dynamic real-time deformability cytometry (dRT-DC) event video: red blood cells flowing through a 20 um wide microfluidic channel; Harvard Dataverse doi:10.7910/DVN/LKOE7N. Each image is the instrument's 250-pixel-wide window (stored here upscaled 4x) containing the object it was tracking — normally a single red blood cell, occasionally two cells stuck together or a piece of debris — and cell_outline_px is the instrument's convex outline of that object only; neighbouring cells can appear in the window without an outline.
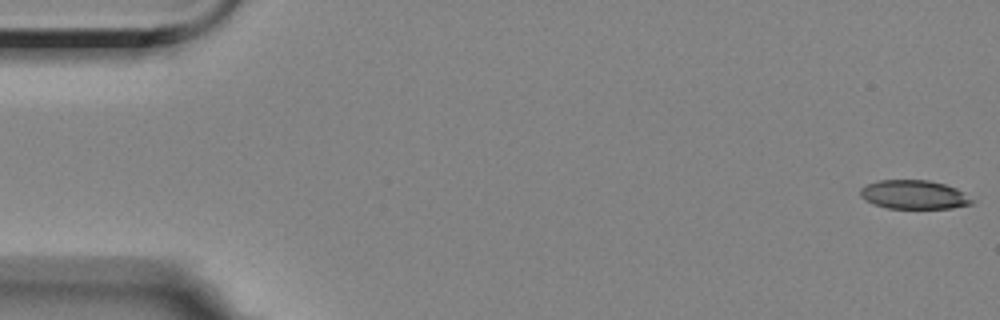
{"species": "Egyptian fruit bat (a non-hibernating species)", "species_latin": "Rousettus aegyptiacus", "temperature_condition": "room temperature", "stored_images_in_passage": 57, "camera_frame_rate_fps": 3000, "um_per_image_px": 0.085, "animal": {"sex": "female"}, "frame": {"image": 1, "passage_image": 1, "time_ms": 0.0, "image_size_px": [1000, 320], "cell_outline_px": [[976, 200], [972, 204], [952, 208], [888, 208], [872, 204], [864, 200], [860, 196], [860, 188], [864, 184], [876, 180], [928, 180], [944, 184], [956, 188]], "centroid_in_image_um": [77.66, 16.54], "position_along_channel_um": 7.3, "area_um2": 19.02}}
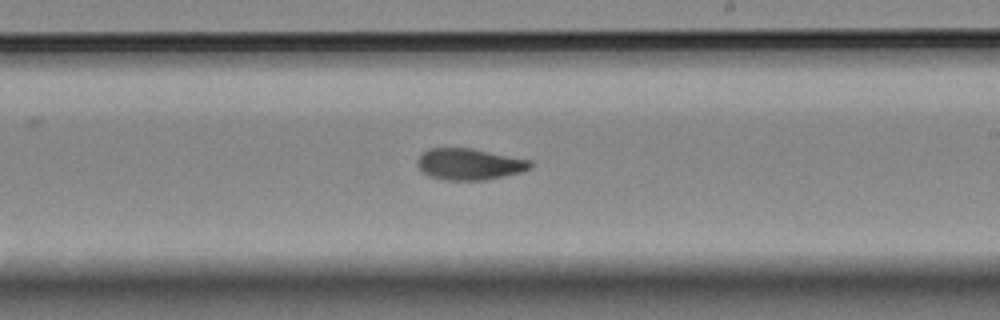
{"frame": {"image": 2, "passage_image": 33, "time_ms": 10.667, "image_size_px": [1000, 320], "cell_outline_px": [[532, 168], [520, 172], [488, 180], [448, 180], [428, 176], [416, 164], [420, 156], [428, 148], [472, 148], [532, 160]], "centroid_in_image_um": [39.93, 13.95], "position_along_channel_um": 249.1, "area_um2": 20.69}}
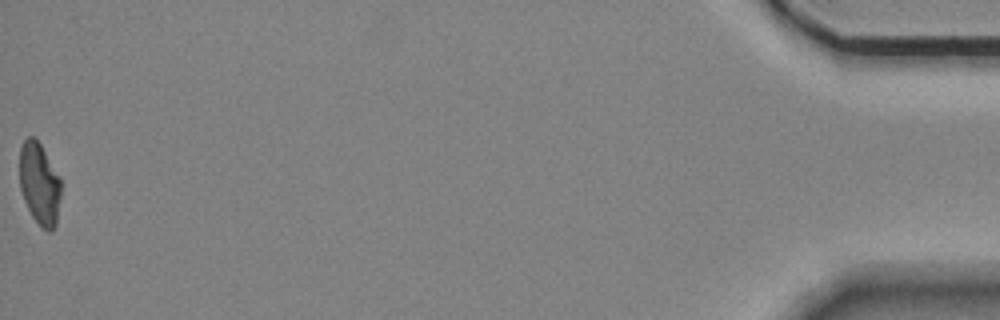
{"frame": {"image": 3, "passage_image": 57, "time_ms": 18.667, "image_size_px": [1000, 320], "cell_outline_px": [[60, 196], [56, 224], [48, 232], [40, 228], [32, 216], [24, 200], [20, 188], [20, 148], [24, 140], [28, 136], [36, 136], [60, 176]], "centroid_in_image_um": [3.35, 15.59], "position_along_channel_um": 431.8, "area_um2": 19.94}, "authors_computed_cell_mechanics": {"area_um2": 20.5768, "velocity_mm_per_s": 3.5111, "shape_relaxation_time_tau1_ms": null, "shape_relaxation_time_tau2_ms": 4.6088, "deformation_change_tau1": null, "deformation_change_tau2": 0.1026}}